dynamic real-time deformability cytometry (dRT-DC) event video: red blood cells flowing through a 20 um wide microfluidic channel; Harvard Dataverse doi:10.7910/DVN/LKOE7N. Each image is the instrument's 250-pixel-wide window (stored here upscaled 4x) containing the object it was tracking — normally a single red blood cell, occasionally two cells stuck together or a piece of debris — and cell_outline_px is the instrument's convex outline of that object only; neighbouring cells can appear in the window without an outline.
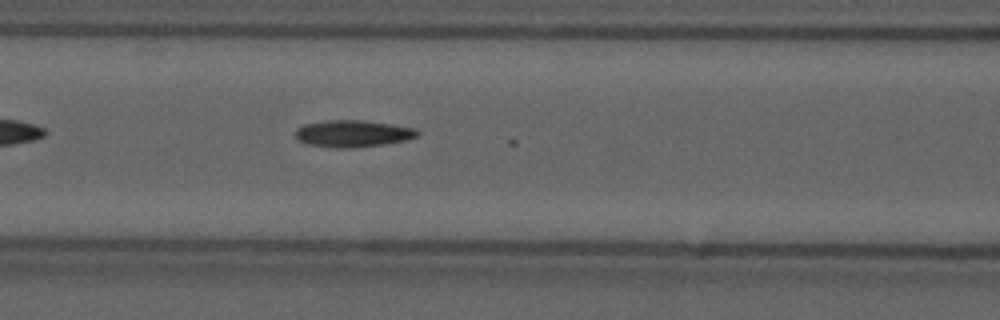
{"species": "common noctule bat (a hibernating species)", "species_latin": "Nyctalus noctula", "temperature_condition": "cold", "stored_images_in_passage": 8, "camera_frame_rate_fps": 3000, "um_per_image_px": 0.085, "animal": {"sex": "male", "forearm_length_mm": 52.5}, "frame": {"image": 1, "passage_image": 6, "time_ms": 1.667, "image_size_px": [1000, 320], "cell_outline_px": [[420, 132], [416, 136], [404, 140], [384, 144], [352, 148], [332, 148], [308, 144], [296, 140], [296, 128], [304, 124], [324, 120], [364, 120], [392, 124], [416, 128]], "centroid_in_image_um": [29.95, 11.35], "position_along_channel_um": 136.6, "area_um2": 19.25}}